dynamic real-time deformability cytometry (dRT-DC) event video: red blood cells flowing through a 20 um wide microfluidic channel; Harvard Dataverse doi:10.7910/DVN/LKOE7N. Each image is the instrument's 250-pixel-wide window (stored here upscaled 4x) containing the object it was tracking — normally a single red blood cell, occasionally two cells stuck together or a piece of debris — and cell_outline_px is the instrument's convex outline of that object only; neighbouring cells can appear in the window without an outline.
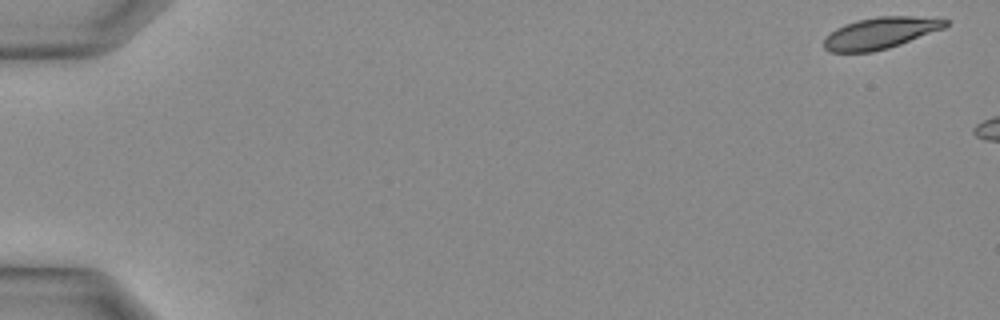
{"species": "Egyptian fruit bat (a non-hibernating species)", "species_latin": "Rousettus aegyptiacus", "temperature_condition": "warm", "stored_images_in_passage": 4, "camera_frame_rate_fps": 3000, "um_per_image_px": 0.085, "animal": {"sex": "female"}, "frame": {"image": 1, "passage_image": 1, "time_ms": 0.0, "image_size_px": [1000, 320], "cell_outline_px": [[948, 24], [944, 28], [900, 44], [888, 48], [872, 52], [828, 52], [824, 48], [824, 40], [836, 28], [844, 24], [856, 20], [880, 16], [912, 16], [948, 20]], "centroid_in_image_um": [74.8, 2.81], "position_along_channel_um": 10.2, "area_um2": 22.08}}